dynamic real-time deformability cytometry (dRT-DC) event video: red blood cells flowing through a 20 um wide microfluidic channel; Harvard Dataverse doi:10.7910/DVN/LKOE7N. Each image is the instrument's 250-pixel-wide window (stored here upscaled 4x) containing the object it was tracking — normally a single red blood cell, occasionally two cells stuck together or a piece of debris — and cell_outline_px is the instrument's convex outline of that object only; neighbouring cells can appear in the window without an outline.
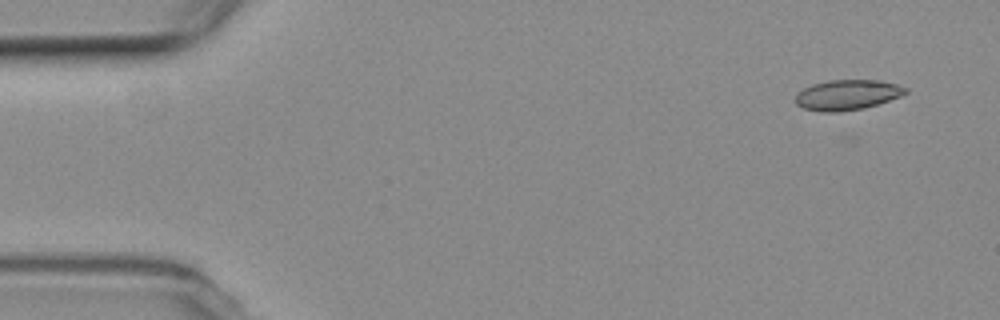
{"species": "common noctule bat (a hibernating species)", "species_latin": "Nyctalus noctula", "temperature_condition": "room temperature", "stored_images_in_passage": 5, "camera_frame_rate_fps": 3000, "um_per_image_px": 0.085, "animal": {"sex": "female", "body_mass_g": 19.3, "forearm_length_mm": 54.1}, "frame": {"image": 1, "passage_image": 1, "time_ms": 0.0, "image_size_px": [1000, 320], "cell_outline_px": [[908, 92], [900, 96], [864, 108], [840, 112], [820, 112], [804, 108], [796, 104], [796, 92], [812, 84], [828, 80], [880, 80], [896, 84], [908, 88]], "centroid_in_image_um": [72.0, 8.06], "position_along_channel_um": 13.0, "area_um2": 19.42}}
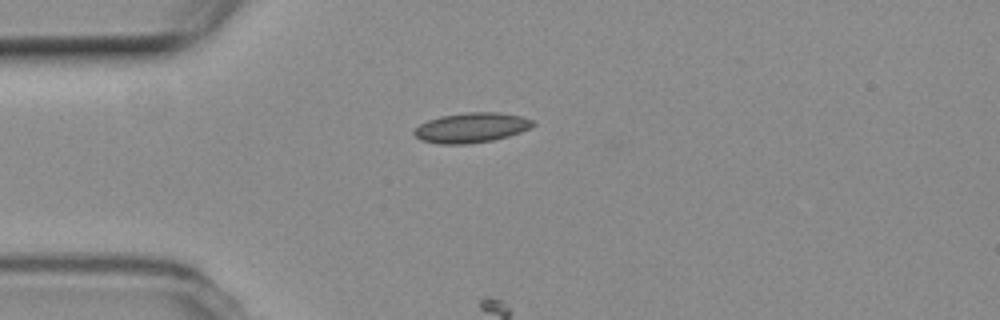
{"frame": {"image": 2, "passage_image": 4, "time_ms": 3.667, "image_size_px": [1000, 320], "cell_outline_px": [[536, 124], [520, 132], [508, 136], [492, 140], [468, 144], [440, 144], [420, 140], [412, 132], [420, 124], [428, 120], [440, 116], [468, 112], [500, 112], [524, 116], [536, 120]], "centroid_in_image_um": [40.1, 10.84], "position_along_channel_um": 44.9, "area_um2": 20.87}}